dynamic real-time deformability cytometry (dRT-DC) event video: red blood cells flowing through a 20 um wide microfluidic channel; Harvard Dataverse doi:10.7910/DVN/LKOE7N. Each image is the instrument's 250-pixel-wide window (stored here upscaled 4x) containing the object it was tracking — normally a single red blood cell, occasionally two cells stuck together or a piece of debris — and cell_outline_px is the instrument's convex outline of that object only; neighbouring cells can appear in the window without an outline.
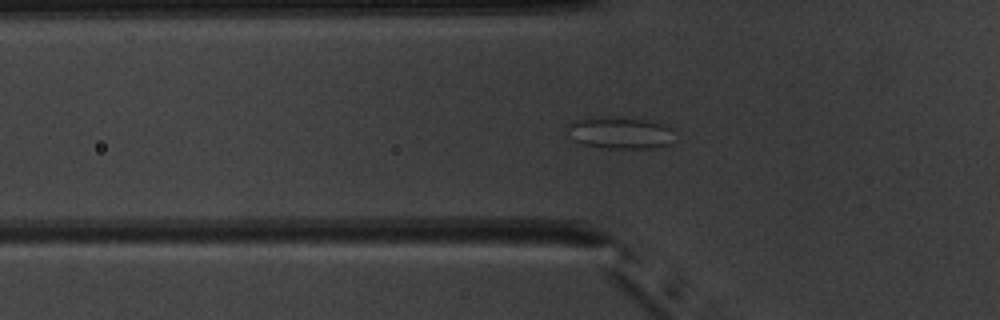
{"species": "common noctule bat (a hibernating species)", "species_latin": "Nyctalus noctula", "temperature_condition": "warm", "stored_images_in_passage": 54, "segment_of_instrument_passage": [1, 2], "camera_frame_rate_fps": 3000, "um_per_image_px": 0.085, "animal": {"sex": "male", "body_mass_g": 20.1, "forearm_length_mm": 53.5}, "frame": {"image": 1, "passage_image": 19, "time_ms": 6.0, "image_size_px": [1000, 320], "cell_outline_px": [[672, 144], [652, 148], [600, 148], [580, 144], [576, 140], [568, 128], [568, 124], [576, 120], [644, 120], [664, 124], [672, 128]], "centroid_in_image_um": [52.8, 11.36], "position_along_channel_um": 73.0, "area_um2": 18.73}}
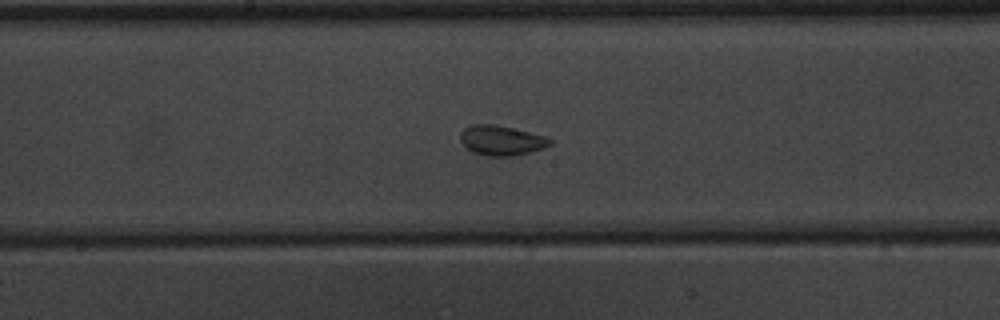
{"frame": {"image": 2, "passage_image": 29, "time_ms": 9.333, "image_size_px": [1000, 320], "cell_outline_px": [[552, 144], [544, 148], [512, 156], [488, 156], [472, 152], [460, 140], [460, 132], [464, 128], [472, 124], [492, 124], [512, 128], [548, 136], [552, 140]], "centroid_in_image_um": [42.63, 11.93], "position_along_channel_um": 205.6, "area_um2": 15.61}}
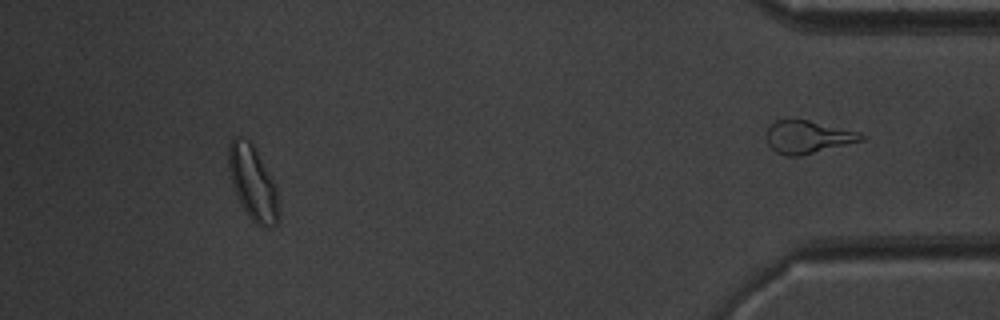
{"frame": {"image": 3, "passage_image": 49, "time_ms": 16.0, "image_size_px": [1000, 320], "cell_outline_px": [[280, 220], [272, 228], [260, 228], [248, 216], [240, 204], [232, 184], [228, 164], [228, 144], [232, 136], [240, 136], [248, 140], [252, 144], [276, 188], [280, 208]], "centroid_in_image_um": [21.49, 15.61], "position_along_channel_um": 413.7, "area_um2": 21.85}}